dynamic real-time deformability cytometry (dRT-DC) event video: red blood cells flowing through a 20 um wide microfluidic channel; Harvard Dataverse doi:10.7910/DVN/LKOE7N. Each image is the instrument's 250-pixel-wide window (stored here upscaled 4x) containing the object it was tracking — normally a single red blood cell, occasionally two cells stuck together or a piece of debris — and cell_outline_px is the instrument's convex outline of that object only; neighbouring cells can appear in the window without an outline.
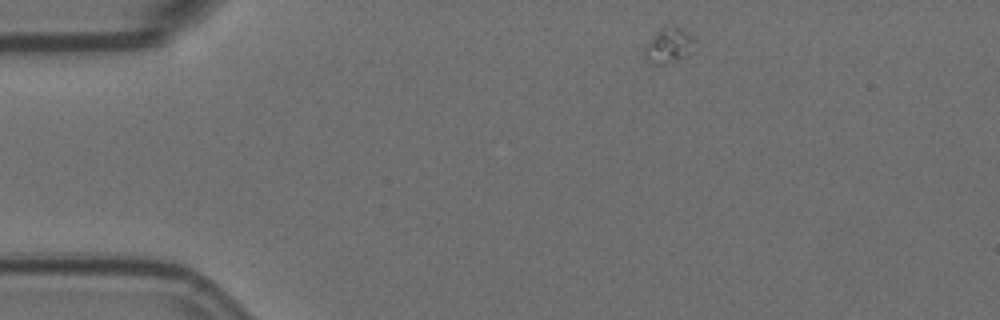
{"species": "Egyptian fruit bat (a non-hibernating species)", "species_latin": "Rousettus aegyptiacus", "temperature_condition": "room temperature", "stored_images_in_passage": 9, "camera_frame_rate_fps": 3000, "um_per_image_px": 0.085, "animal": {"sex": "female"}, "frame": {"image": 1, "passage_image": 1, "time_ms": 0.0, "image_size_px": [1000, 320], "cell_outline_px": [[696, 40], [692, 52], [676, 60], [664, 64], [652, 64], [644, 60], [644, 48], [656, 32], [672, 28], [680, 28], [696, 36]], "centroid_in_image_um": [56.87, 3.91], "position_along_channel_um": 28.1, "area_um2": 10.06}}